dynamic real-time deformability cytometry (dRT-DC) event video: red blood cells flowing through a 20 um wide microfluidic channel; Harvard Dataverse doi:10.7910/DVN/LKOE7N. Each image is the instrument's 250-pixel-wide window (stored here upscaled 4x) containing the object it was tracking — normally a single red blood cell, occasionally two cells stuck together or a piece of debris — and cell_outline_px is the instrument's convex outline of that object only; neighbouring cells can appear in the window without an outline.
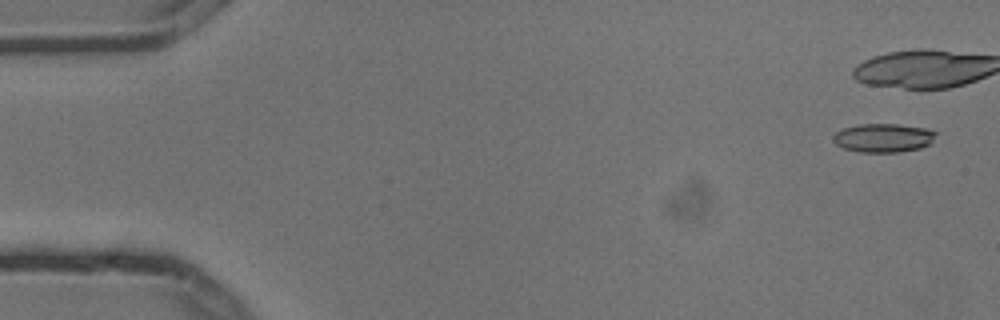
{"species": "common noctule bat (a hibernating species)", "species_latin": "Nyctalus noctula", "temperature_condition": "cold", "stored_images_in_passage": 3, "camera_frame_rate_fps": 3000, "um_per_image_px": 0.085, "animal": {"sex": "male", "body_mass_g": 13.3}, "frame": {"image": 1, "passage_image": 1, "time_ms": 0.0, "image_size_px": [1000, 320], "cell_outline_px": [[940, 132], [928, 144], [920, 148], [896, 152], [860, 152], [844, 148], [836, 144], [832, 140], [832, 136], [836, 132], [844, 128], [860, 124], [896, 124], [924, 128]], "centroid_in_image_um": [75.08, 11.71], "position_along_channel_um": 9.9, "area_um2": 17.11}}